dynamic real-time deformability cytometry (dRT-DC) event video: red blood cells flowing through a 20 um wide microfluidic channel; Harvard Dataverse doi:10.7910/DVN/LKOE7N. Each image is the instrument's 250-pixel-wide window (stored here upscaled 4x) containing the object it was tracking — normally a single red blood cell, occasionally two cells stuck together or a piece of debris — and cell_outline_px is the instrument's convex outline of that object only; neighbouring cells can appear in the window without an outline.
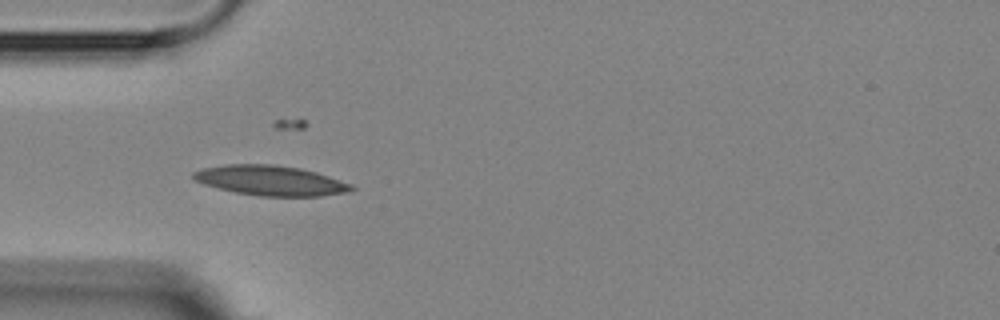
{"species": "Egyptian fruit bat (a non-hibernating species)", "species_latin": "Rousettus aegyptiacus", "temperature_condition": "room temperature", "stored_images_in_passage": 7, "camera_frame_rate_fps": 3000, "um_per_image_px": 0.085, "animal": {"sex": "female"}, "frame": {"image": 1, "passage_image": 4, "time_ms": 3.333, "image_size_px": [1000, 320], "cell_outline_px": [[356, 188], [344, 192], [320, 196], [260, 196], [236, 192], [204, 184], [196, 180], [192, 176], [192, 172], [204, 168], [228, 164], [272, 164], [300, 168], [316, 172], [352, 184]], "centroid_in_image_um": [23.0, 15.34], "position_along_channel_um": 62.0, "area_um2": 27.28}}
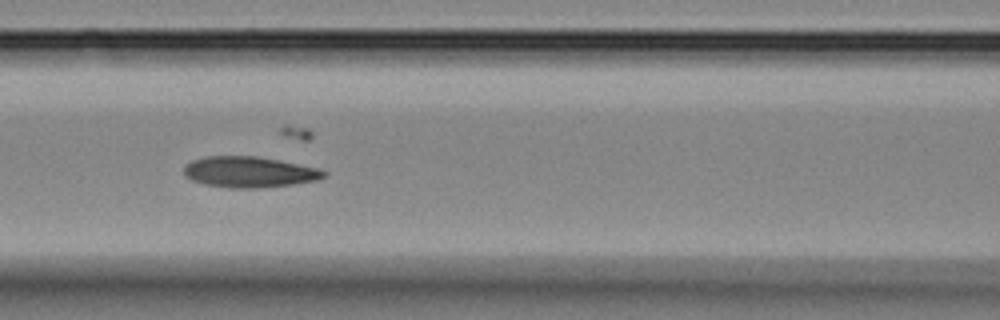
{"frame": {"image": 2, "passage_image": 6, "time_ms": 5.667, "image_size_px": [1000, 320], "cell_outline_px": [[328, 176], [316, 180], [292, 184], [256, 188], [228, 188], [204, 184], [192, 180], [184, 176], [184, 164], [192, 160], [204, 156], [256, 156], [280, 160], [320, 168], [328, 172]], "centroid_in_image_um": [21.18, 14.61], "position_along_channel_um": 145.4, "area_um2": 25.43}}
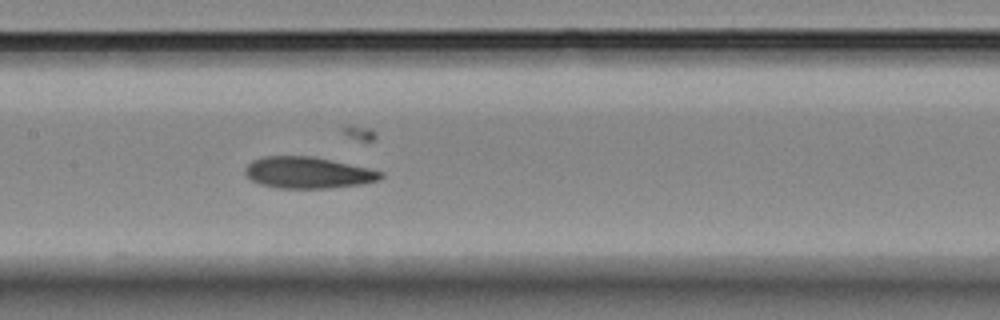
{"frame": {"image": 3, "passage_image": 7, "time_ms": 6.667, "image_size_px": [1000, 320], "cell_outline_px": [[384, 176], [380, 180], [360, 184], [328, 188], [276, 188], [260, 184], [252, 180], [244, 172], [248, 164], [252, 160], [264, 156], [312, 156], [368, 168], [384, 172]], "centroid_in_image_um": [26.18, 14.68], "position_along_channel_um": 181.2, "area_um2": 24.74}}